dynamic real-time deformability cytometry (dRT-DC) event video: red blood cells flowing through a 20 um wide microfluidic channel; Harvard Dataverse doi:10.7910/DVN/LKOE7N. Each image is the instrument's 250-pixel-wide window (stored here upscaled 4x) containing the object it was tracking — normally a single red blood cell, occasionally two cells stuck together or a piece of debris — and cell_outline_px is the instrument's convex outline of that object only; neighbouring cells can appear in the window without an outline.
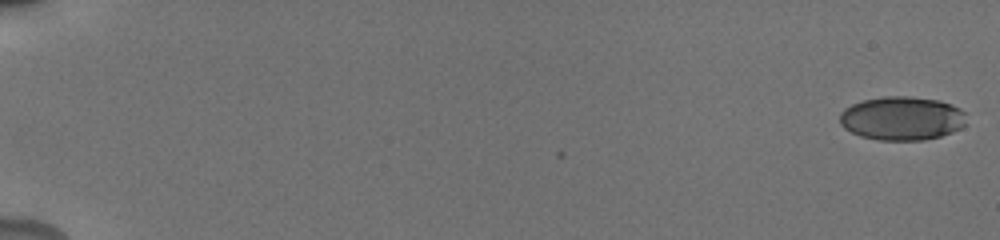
{"species": "human", "species_latin": "Homo sapiens", "temperature_condition": "cold", "stored_images_in_passage": 29, "camera_frame_rate_fps": 3000, "um_per_image_px": 0.085, "donor": {"sex": "male"}, "frame": {"image": 1, "passage_image": 1, "time_ms": 0.0, "image_size_px": [1000, 240], "cell_outline_px": [[964, 124], [960, 128], [952, 132], [940, 136], [924, 140], [880, 140], [860, 136], [844, 128], [840, 124], [840, 112], [844, 108], [852, 104], [864, 100], [884, 96], [912, 96], [940, 100], [952, 104], [960, 108], [964, 112]], "centroid_in_image_um": [76.65, 10.05], "position_along_channel_um": 8.3, "area_um2": 32.37}}
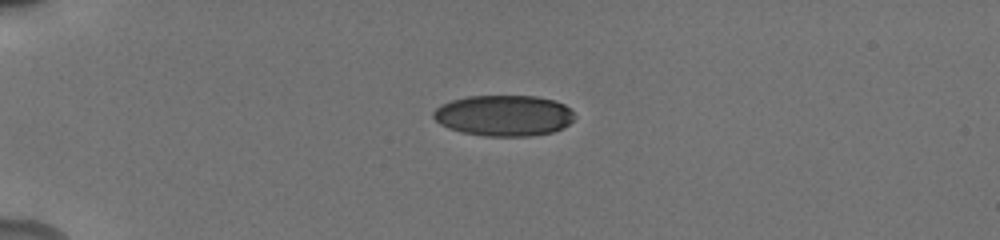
{"frame": {"image": 2, "passage_image": 16, "time_ms": 5.0, "image_size_px": [1000, 240], "cell_outline_px": [[576, 116], [564, 128], [552, 132], [532, 136], [488, 136], [464, 132], [448, 128], [440, 124], [432, 116], [432, 112], [440, 104], [452, 100], [468, 96], [536, 96], [556, 100], [572, 108]], "centroid_in_image_um": [42.86, 9.81], "position_along_channel_um": 42.1, "area_um2": 33.93}}
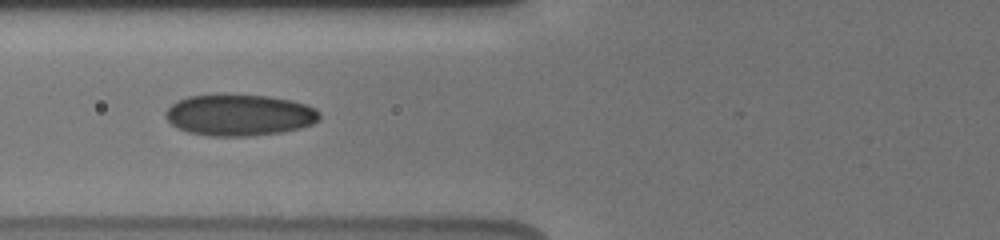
{"frame": {"image": 3, "passage_image": 28, "time_ms": 8.0, "image_size_px": [1000, 240], "cell_outline_px": [[320, 120], [312, 124], [300, 128], [280, 132], [248, 136], [208, 136], [188, 132], [172, 124], [164, 116], [164, 112], [176, 100], [188, 96], [268, 96], [292, 100], [316, 108], [320, 112]], "centroid_in_image_um": [20.36, 9.79], "position_along_channel_um": 105.4, "area_um2": 36.76}}